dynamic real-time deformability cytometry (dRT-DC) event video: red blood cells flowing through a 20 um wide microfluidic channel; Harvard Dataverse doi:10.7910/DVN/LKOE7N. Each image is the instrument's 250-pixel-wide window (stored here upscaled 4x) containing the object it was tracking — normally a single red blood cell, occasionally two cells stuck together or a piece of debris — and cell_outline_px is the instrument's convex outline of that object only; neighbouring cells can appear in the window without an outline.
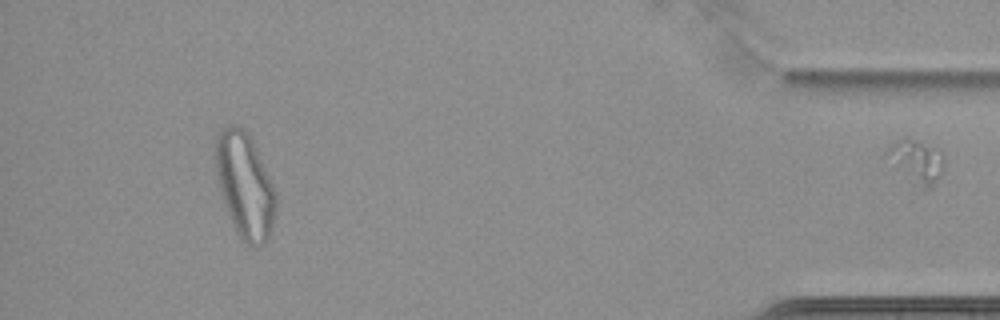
{"species": "common noctule bat (a hibernating species)", "species_latin": "Nyctalus noctula", "temperature_condition": "cold", "stored_images_in_passage": 59, "segment_of_instrument_passage": [2, 2], "camera_frame_rate_fps": 3000, "um_per_image_px": 0.085, "animal": {"sex": "female", "body_mass_g": 22.7, "forearm_length_mm": 54.2}, "frame": {"image": 1, "passage_image": 59, "time_ms": 19.333, "image_size_px": [1000, 320], "cell_outline_px": [[944, 172], [932, 188], [924, 192], [884, 152], [896, 140], [912, 140], [936, 148], [940, 152], [944, 164]], "centroid_in_image_um": [78.01, 13.77], "position_along_channel_um": 357.2, "area_um2": 13.58}}